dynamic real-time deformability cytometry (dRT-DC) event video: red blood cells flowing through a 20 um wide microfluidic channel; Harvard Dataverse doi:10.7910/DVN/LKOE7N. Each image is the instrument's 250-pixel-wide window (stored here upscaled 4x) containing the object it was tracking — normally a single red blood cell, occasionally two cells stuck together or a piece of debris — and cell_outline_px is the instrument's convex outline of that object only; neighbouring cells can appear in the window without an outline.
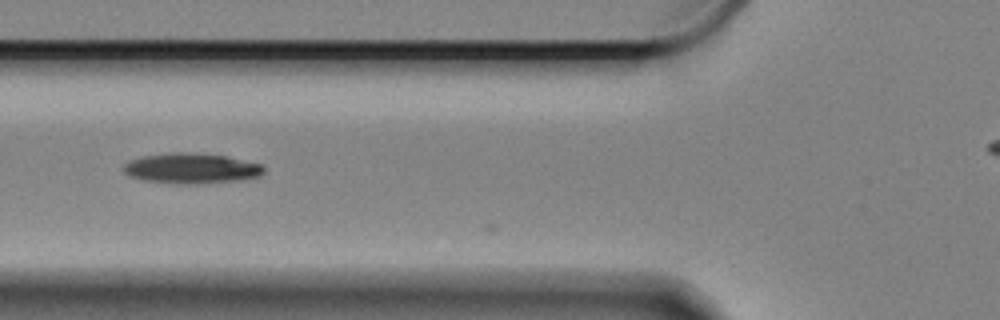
{"species": "Egyptian fruit bat (a non-hibernating species)", "species_latin": "Rousettus aegyptiacus", "temperature_condition": "cold", "stored_images_in_passage": 3, "camera_frame_rate_fps": 3000, "um_per_image_px": 0.085, "animal": {"sex": "female"}, "frame": {"image": 1, "passage_image": 2, "time_ms": 0.333, "image_size_px": [1000, 320], "cell_outline_px": [[264, 172], [260, 176], [236, 180], [196, 184], [176, 184], [144, 180], [132, 176], [124, 172], [124, 164], [132, 160], [144, 156], [180, 152], [184, 152], [224, 156], [260, 164], [264, 168]], "centroid_in_image_um": [16.27, 14.32], "position_along_channel_um": 109.5, "area_um2": 24.22}}